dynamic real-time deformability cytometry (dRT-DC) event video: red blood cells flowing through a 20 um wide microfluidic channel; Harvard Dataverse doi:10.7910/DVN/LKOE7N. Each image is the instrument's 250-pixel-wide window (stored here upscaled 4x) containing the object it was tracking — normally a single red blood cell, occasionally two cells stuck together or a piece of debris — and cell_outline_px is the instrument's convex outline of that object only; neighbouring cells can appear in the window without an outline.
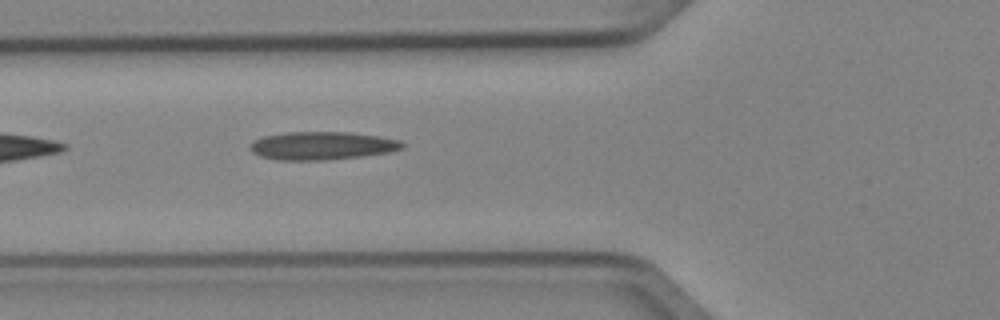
{"species": "Egyptian fruit bat (a non-hibernating species)", "species_latin": "Rousettus aegyptiacus", "temperature_condition": "cold", "stored_images_in_passage": 3, "camera_frame_rate_fps": 3000, "um_per_image_px": 0.085, "animal": {"sex": "female"}, "frame": {"image": 1, "passage_image": 3, "time_ms": 0.667, "image_size_px": [1000, 320], "cell_outline_px": [[404, 148], [388, 152], [360, 156], [324, 160], [276, 160], [260, 156], [252, 152], [248, 148], [252, 140], [264, 136], [288, 132], [348, 132], [376, 136], [400, 140], [404, 144]], "centroid_in_image_um": [27.31, 12.38], "position_along_channel_um": 98.5, "area_um2": 24.85}}